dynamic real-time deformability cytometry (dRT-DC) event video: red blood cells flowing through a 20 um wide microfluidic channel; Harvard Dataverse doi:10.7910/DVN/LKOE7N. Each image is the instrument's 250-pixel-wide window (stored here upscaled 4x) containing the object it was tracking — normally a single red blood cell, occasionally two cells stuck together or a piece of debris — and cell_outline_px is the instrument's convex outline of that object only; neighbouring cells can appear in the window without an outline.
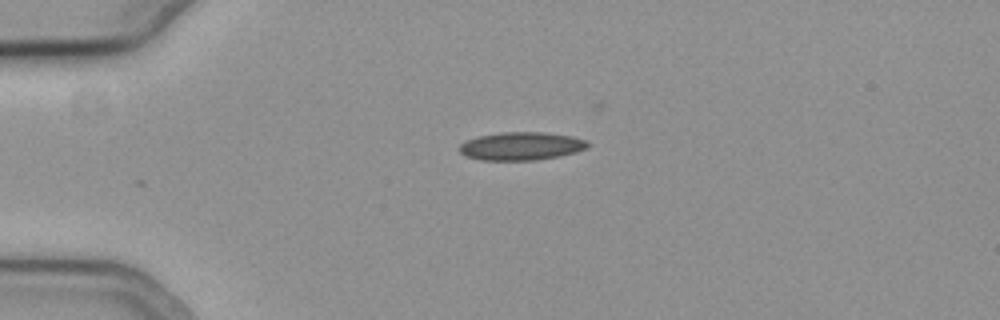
{"species": "common noctule bat (a hibernating species)", "species_latin": "Nyctalus noctula", "temperature_condition": "cold", "stored_images_in_passage": 36, "camera_frame_rate_fps": 3000, "um_per_image_px": 0.085, "animal": {"sex": "female", "body_mass_g": 19.3, "forearm_length_mm": 54.1}, "frame": {"image": 1, "passage_image": 1, "time_ms": 0.0, "image_size_px": [1000, 320], "cell_outline_px": [[588, 144], [584, 148], [576, 152], [560, 156], [536, 160], [480, 160], [468, 156], [460, 152], [460, 144], [464, 140], [480, 136], [500, 132], [544, 132], [572, 136], [584, 140]], "centroid_in_image_um": [44.27, 12.42], "position_along_channel_um": 40.7, "area_um2": 20.87}}
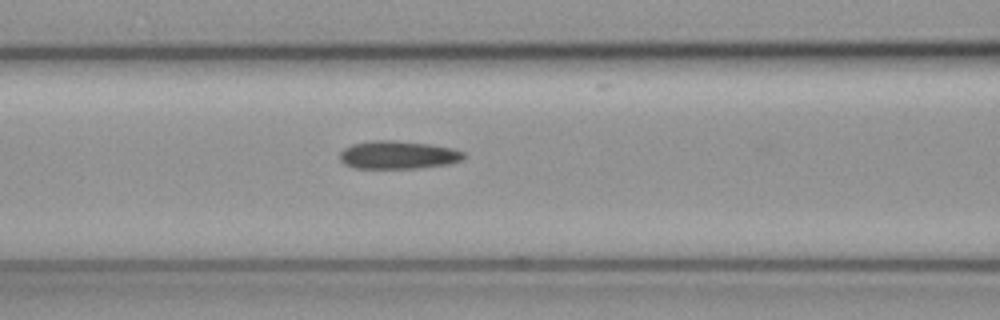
{"frame": {"image": 2, "passage_image": 11, "time_ms": 3.333, "image_size_px": [1000, 320], "cell_outline_px": [[464, 156], [460, 160], [448, 164], [420, 168], [352, 168], [344, 164], [340, 160], [340, 152], [344, 148], [352, 144], [372, 140], [392, 140], [428, 144], [452, 148], [464, 152]], "centroid_in_image_um": [33.79, 13.17], "position_along_channel_um": 132.8, "area_um2": 20.23}}
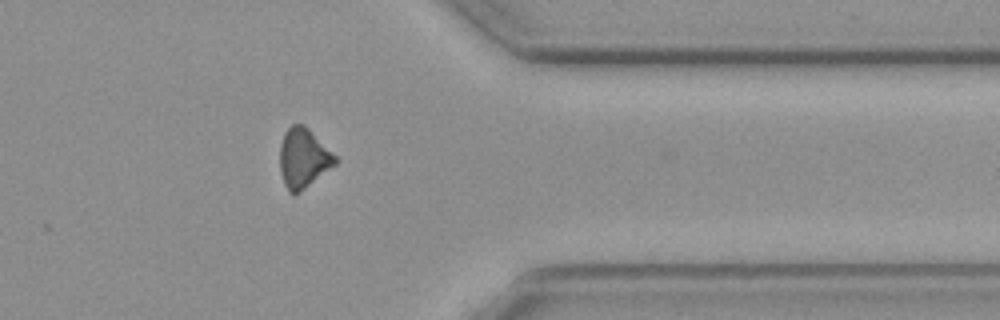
{"frame": {"image": 3, "passage_image": 32, "time_ms": 10.333, "image_size_px": [1000, 320], "cell_outline_px": [[336, 164], [304, 188], [292, 196], [288, 192], [284, 184], [280, 172], [280, 144], [284, 132], [292, 124], [304, 124], [336, 156]], "centroid_in_image_um": [25.75, 13.44], "position_along_channel_um": 385.6, "area_um2": 19.02}}